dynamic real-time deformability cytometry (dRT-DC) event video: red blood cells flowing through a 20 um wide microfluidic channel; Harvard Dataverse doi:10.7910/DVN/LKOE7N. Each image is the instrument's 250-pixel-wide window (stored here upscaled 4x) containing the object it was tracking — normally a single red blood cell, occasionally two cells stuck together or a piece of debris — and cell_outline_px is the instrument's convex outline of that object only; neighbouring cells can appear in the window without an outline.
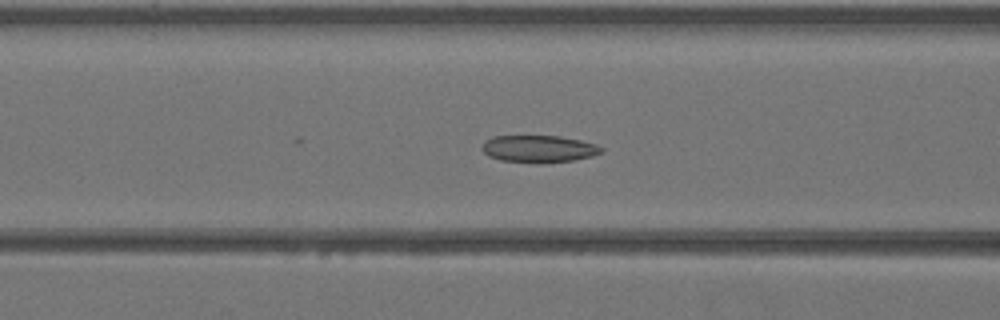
{"species": "Egyptian fruit bat (a non-hibernating species)", "species_latin": "Rousettus aegyptiacus", "temperature_condition": "warm", "stored_images_in_passage": 22, "camera_frame_rate_fps": 3000, "um_per_image_px": 0.085, "animal": {"sex": "female"}, "frame": {"image": 1, "passage_image": 18, "time_ms": 5.667, "image_size_px": [1000, 320], "cell_outline_px": [[604, 152], [592, 156], [572, 160], [500, 160], [488, 156], [480, 148], [484, 140], [492, 136], [560, 136], [580, 140], [596, 144], [604, 148]], "centroid_in_image_um": [45.78, 12.59], "position_along_channel_um": 120.8, "area_um2": 18.15}}
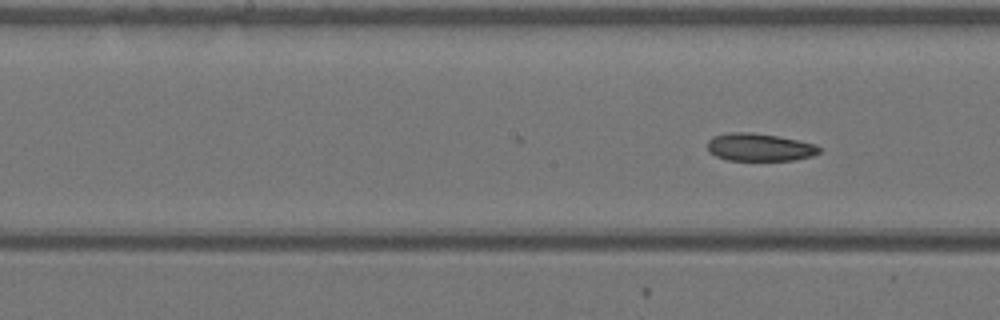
{"frame": {"image": 2, "passage_image": 22, "time_ms": 7.0, "image_size_px": [1000, 320], "cell_outline_px": [[824, 148], [820, 152], [812, 156], [792, 160], [728, 160], [716, 156], [708, 152], [708, 140], [712, 136], [728, 132], [752, 132], [776, 136], [816, 144]], "centroid_in_image_um": [64.55, 12.51], "position_along_channel_um": 183.6, "area_um2": 18.15}}